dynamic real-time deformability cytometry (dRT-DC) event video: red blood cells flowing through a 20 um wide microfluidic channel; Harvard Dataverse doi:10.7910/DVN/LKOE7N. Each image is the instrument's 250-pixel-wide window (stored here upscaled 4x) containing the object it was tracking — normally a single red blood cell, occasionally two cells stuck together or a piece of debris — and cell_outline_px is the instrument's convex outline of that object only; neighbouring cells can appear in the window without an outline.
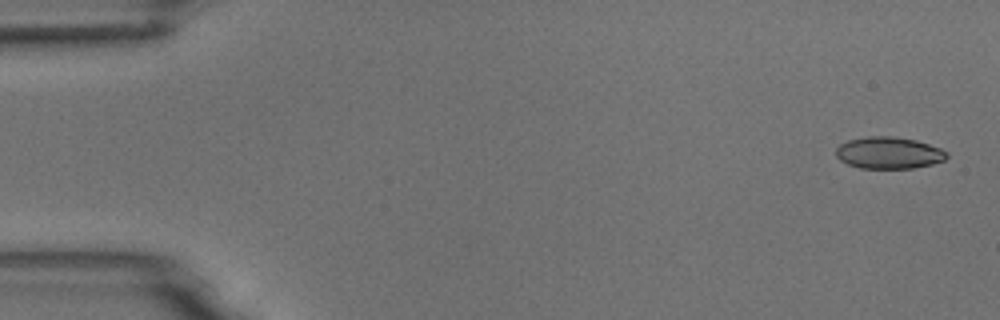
{"species": "common noctule bat (a hibernating species)", "species_latin": "Nyctalus noctula", "temperature_condition": "room temperature", "stored_images_in_passage": 5, "camera_frame_rate_fps": 3000, "um_per_image_px": 0.085, "animal": {"sex": "male", "body_mass_g": 18.8}, "frame": {"image": 1, "passage_image": 1, "time_ms": 0.0, "image_size_px": [1000, 320], "cell_outline_px": [[948, 156], [944, 160], [932, 164], [912, 168], [860, 168], [848, 164], [840, 160], [836, 156], [836, 148], [840, 144], [848, 140], [868, 136], [892, 136], [916, 140], [940, 148], [948, 152]], "centroid_in_image_um": [75.54, 12.99], "position_along_channel_um": 9.5, "area_um2": 20.52}}